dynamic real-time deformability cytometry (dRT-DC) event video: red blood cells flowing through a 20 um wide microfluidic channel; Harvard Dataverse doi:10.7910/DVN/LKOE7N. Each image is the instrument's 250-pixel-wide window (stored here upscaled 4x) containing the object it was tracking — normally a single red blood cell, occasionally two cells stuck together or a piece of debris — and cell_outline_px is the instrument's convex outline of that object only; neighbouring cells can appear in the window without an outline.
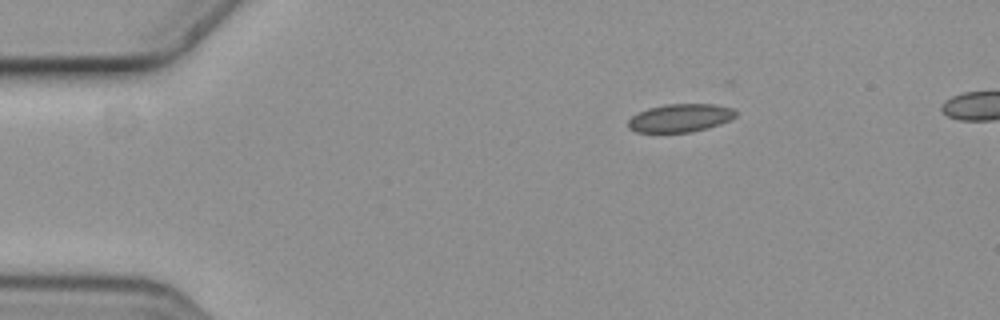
{"species": "common noctule bat (a hibernating species)", "species_latin": "Nyctalus noctula", "temperature_condition": "cold", "stored_images_in_passage": 2, "camera_frame_rate_fps": 3000, "um_per_image_px": 0.085, "animal": {"sex": "female", "body_mass_g": 19.3, "forearm_length_mm": 54.1}, "frame": {"image": 1, "passage_image": 2, "time_ms": 0.333, "image_size_px": [1000, 320], "cell_outline_px": [[736, 116], [720, 124], [708, 128], [692, 132], [636, 132], [628, 128], [628, 120], [632, 116], [648, 108], [664, 104], [716, 104], [732, 108], [736, 112]], "centroid_in_image_um": [57.81, 10.02], "position_along_channel_um": 27.2, "area_um2": 17.63}}